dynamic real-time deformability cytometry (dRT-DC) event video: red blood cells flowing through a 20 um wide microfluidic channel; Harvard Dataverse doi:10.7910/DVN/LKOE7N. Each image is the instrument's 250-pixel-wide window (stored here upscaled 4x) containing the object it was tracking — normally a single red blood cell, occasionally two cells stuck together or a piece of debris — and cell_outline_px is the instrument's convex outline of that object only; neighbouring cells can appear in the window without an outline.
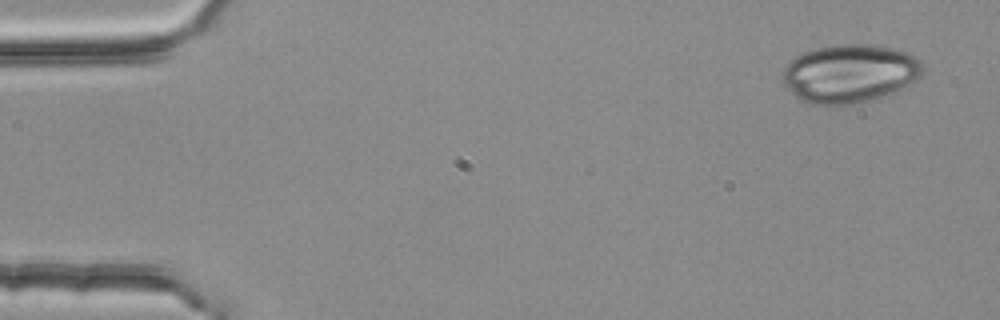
{"species": "common noctule bat (a hibernating species)", "species_latin": "Nyctalus noctula", "temperature_condition": "room temperature", "stored_images_in_passage": 4, "camera_frame_rate_fps": 3000, "um_per_image_px": 0.085, "animal": {"sex": "female", "body_mass_g": 25.1}, "frame": {"image": 1, "passage_image": 1, "time_ms": 0.0, "image_size_px": [1000, 320], "cell_outline_px": [[924, 72], [912, 84], [888, 96], [852, 104], [808, 104], [800, 100], [780, 80], [780, 72], [796, 56], [804, 52], [816, 48], [832, 44], [876, 44], [896, 48], [908, 52], [920, 60], [924, 64]], "centroid_in_image_um": [72.27, 6.24], "position_along_channel_um": 12.7, "area_um2": 48.55}}